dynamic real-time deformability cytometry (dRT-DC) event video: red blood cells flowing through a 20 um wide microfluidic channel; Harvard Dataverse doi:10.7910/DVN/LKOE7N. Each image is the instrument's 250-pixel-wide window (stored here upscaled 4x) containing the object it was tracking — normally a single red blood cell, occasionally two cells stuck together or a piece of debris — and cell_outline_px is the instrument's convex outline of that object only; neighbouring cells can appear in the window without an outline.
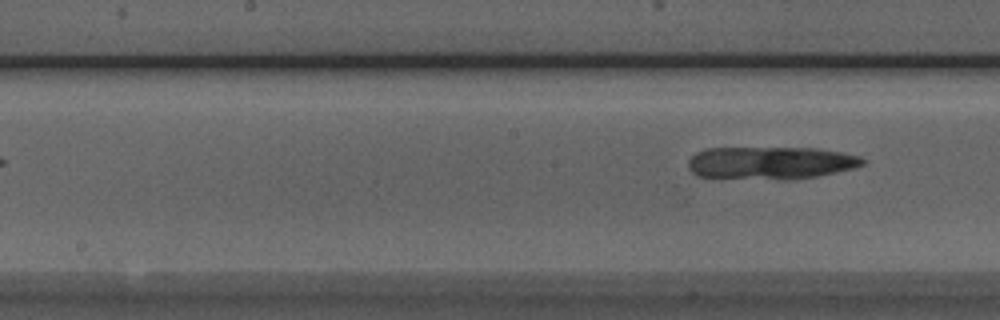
{"species": "Egyptian fruit bat (a non-hibernating species)", "species_latin": "Rousettus aegyptiacus", "temperature_condition": "room temperature", "stored_images_in_passage": 5, "camera_frame_rate_fps": 3000, "um_per_image_px": 0.085, "animal": {"sex": "male"}, "frame": {"image": 1, "passage_image": 5, "time_ms": 4.667, "image_size_px": [1000, 320], "cell_outline_px": [[868, 160], [864, 164], [852, 168], [816, 176], [788, 180], [780, 180], [696, 176], [688, 168], [688, 160], [696, 152], [704, 148], [816, 148], [840, 152], [860, 156]], "centroid_in_image_um": [65.48, 13.84], "position_along_channel_um": 182.7, "area_um2": 33.35}}